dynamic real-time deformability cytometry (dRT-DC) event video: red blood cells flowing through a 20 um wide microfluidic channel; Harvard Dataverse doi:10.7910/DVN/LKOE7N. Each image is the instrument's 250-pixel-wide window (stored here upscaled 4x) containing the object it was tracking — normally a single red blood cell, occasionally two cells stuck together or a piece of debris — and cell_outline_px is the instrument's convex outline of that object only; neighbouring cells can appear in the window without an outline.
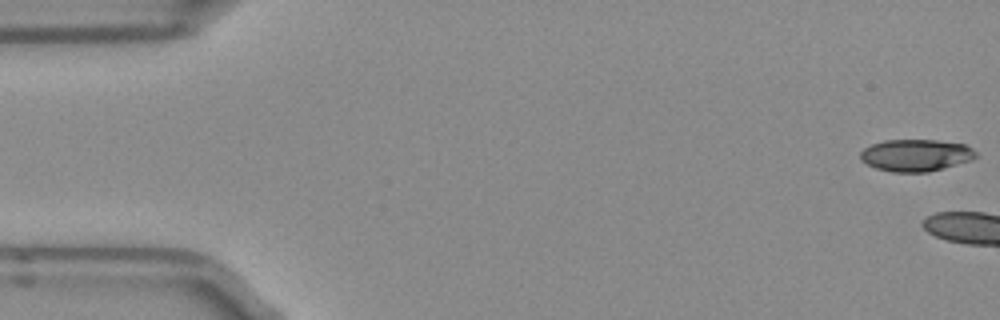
{"species": "Egyptian fruit bat (a non-hibernating species)", "species_latin": "Rousettus aegyptiacus", "temperature_condition": "room temperature", "stored_images_in_passage": 4, "camera_frame_rate_fps": 3000, "um_per_image_px": 0.085, "frame": {"image": 1, "passage_image": 1, "time_ms": 0.0, "image_size_px": [1000, 320], "cell_outline_px": [[976, 156], [972, 160], [944, 168], [928, 172], [892, 172], [876, 168], [860, 160], [860, 152], [864, 148], [872, 144], [884, 140], [936, 140], [964, 144], [972, 148], [976, 152]], "centroid_in_image_um": [77.84, 13.2], "position_along_channel_um": 7.2, "area_um2": 21.56}}